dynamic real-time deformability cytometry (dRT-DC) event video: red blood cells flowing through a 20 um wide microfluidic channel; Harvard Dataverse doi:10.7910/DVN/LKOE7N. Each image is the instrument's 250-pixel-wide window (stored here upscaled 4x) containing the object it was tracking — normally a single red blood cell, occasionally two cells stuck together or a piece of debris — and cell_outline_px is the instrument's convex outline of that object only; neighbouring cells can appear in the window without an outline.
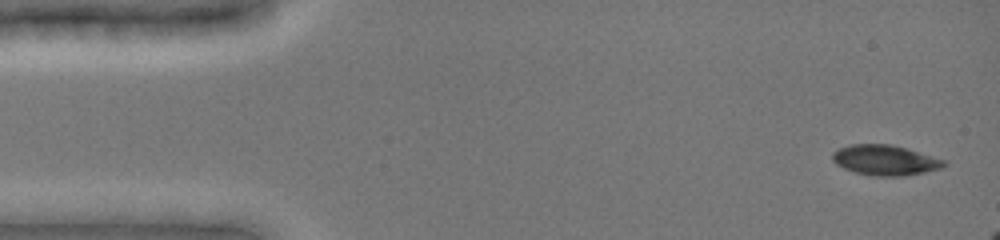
{"species": "common noctule bat (a hibernating species)", "species_latin": "Nyctalus noctula", "temperature_condition": "cold", "stored_images_in_passage": 6, "camera_frame_rate_fps": 3000, "um_per_image_px": 0.085, "animal": {"sex": "female", "body_mass_g": 19.0, "forearm_length_mm": 51.5}, "frame": {"image": 1, "passage_image": 1, "time_ms": 0.0, "image_size_px": [1000, 240], "cell_outline_px": [[948, 164], [940, 168], [924, 172], [904, 176], [872, 176], [856, 172], [844, 168], [836, 164], [832, 160], [832, 152], [848, 144], [888, 144], [904, 148], [944, 160]], "centroid_in_image_um": [75.19, 13.62], "position_along_channel_um": 9.8, "area_um2": 19.42}}